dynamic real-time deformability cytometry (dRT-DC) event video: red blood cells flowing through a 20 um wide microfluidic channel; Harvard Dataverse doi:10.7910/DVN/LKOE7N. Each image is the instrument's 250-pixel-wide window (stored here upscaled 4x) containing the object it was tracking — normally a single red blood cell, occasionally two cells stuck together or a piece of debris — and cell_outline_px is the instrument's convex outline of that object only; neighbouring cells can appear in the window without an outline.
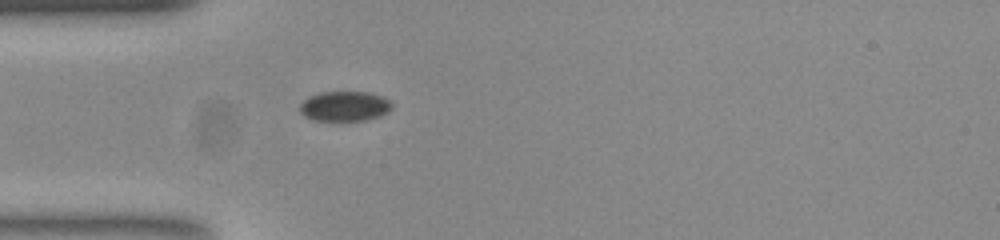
{"species": "common noctule bat (a hibernating species)", "species_latin": "Nyctalus noctula", "temperature_condition": "room temperature", "stored_images_in_passage": 41, "camera_frame_rate_fps": 3000, "um_per_image_px": 0.085, "animal": {"sex": "female", "body_mass_g": 23.0, "forearm_length_mm": 53.4}, "frame": {"image": 1, "passage_image": 2, "time_ms": 0.333, "image_size_px": [1000, 240], "cell_outline_px": [[392, 108], [388, 112], [380, 116], [368, 120], [340, 124], [316, 120], [304, 116], [300, 112], [300, 104], [308, 96], [320, 92], [368, 92], [384, 96], [392, 104]], "centroid_in_image_um": [29.3, 9.08], "position_along_channel_um": 55.7, "area_um2": 16.88}}
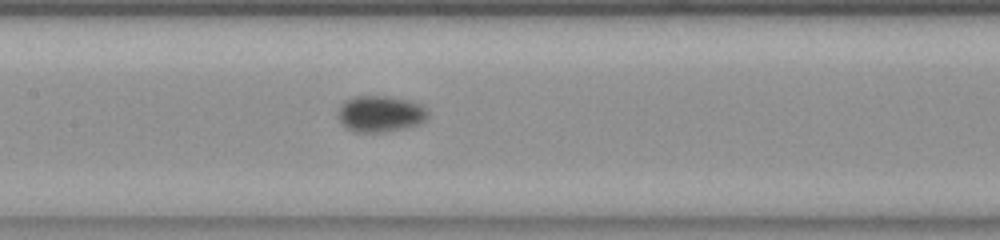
{"frame": {"image": 2, "passage_image": 12, "time_ms": 3.667, "image_size_px": [1000, 240], "cell_outline_px": [[428, 120], [404, 128], [380, 132], [356, 132], [348, 128], [340, 120], [340, 104], [344, 100], [352, 96], [388, 96], [408, 100], [424, 104], [428, 108]], "centroid_in_image_um": [32.39, 9.65], "position_along_channel_um": 175.0, "area_um2": 19.02}}
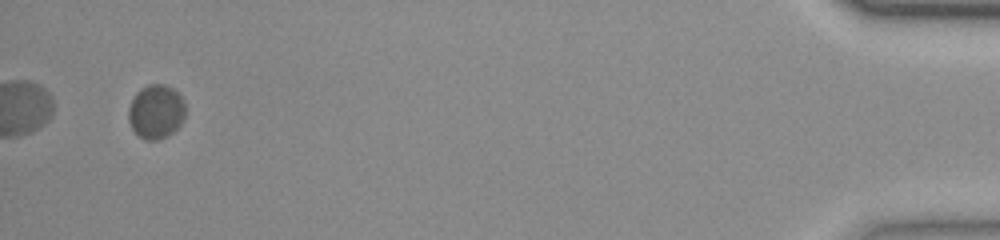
{"frame": {"image": 3, "passage_image": 39, "time_ms": 12.667, "image_size_px": [1000, 240], "cell_outline_px": [[184, 120], [172, 132], [156, 140], [144, 140], [136, 136], [128, 120], [128, 108], [136, 92], [140, 88], [148, 84], [164, 84], [172, 88], [184, 100]], "centroid_in_image_um": [13.22, 9.49], "position_along_channel_um": 422.0, "area_um2": 17.98}, "authors_computed_cell_mechanics": {"area_um2": 17.8024, "velocity_mm_per_s": 3.7086, "shape_relaxation_time_tau1_ms": 2.0234, "shape_relaxation_time_tau2_ms": null, "deformation_change_tau1": 0.0464, "deformation_change_tau2": null}}